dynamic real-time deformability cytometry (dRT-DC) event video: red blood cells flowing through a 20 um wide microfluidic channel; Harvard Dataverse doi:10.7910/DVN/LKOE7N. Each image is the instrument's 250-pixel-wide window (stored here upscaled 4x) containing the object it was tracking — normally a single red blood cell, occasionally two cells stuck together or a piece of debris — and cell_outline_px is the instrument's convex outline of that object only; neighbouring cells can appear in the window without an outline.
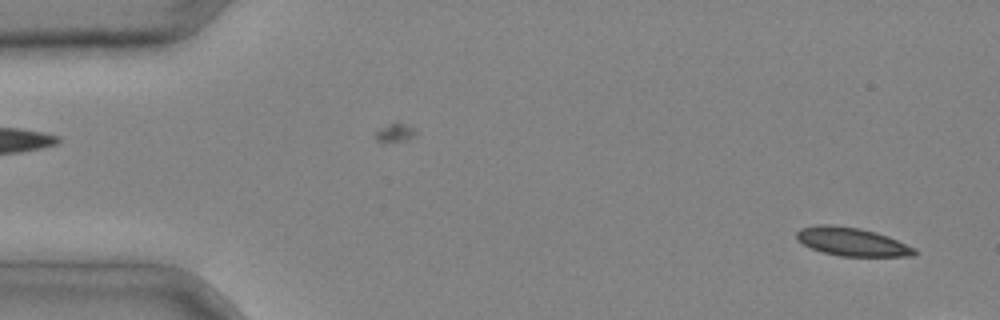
{"species": "common noctule bat (a hibernating species)", "species_latin": "Nyctalus noctula", "temperature_condition": "cold", "stored_images_in_passage": 3, "camera_frame_rate_fps": 3000, "um_per_image_px": 0.085, "animal": {"sex": "male", "body_mass_g": 20.4}, "frame": {"image": 1, "passage_image": 3, "time_ms": 0.667, "image_size_px": [1000, 320], "cell_outline_px": [[920, 252], [916, 256], [840, 256], [824, 252], [812, 248], [796, 240], [796, 232], [800, 228], [820, 224], [832, 224], [860, 228], [876, 232], [888, 236], [916, 248]], "centroid_in_image_um": [72.45, 20.54], "position_along_channel_um": 12.6, "area_um2": 19.65}}